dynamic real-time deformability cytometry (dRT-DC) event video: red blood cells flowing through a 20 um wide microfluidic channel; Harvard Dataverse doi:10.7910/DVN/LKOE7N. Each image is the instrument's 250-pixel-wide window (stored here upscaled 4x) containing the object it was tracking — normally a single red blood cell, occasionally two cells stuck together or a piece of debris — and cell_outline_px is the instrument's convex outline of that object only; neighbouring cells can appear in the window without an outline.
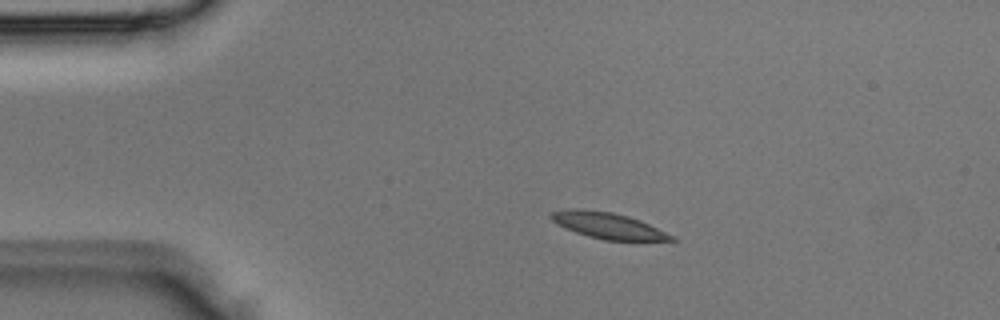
{"species": "Egyptian fruit bat (a non-hibernating species)", "species_latin": "Rousettus aegyptiacus", "temperature_condition": "room temperature", "stored_images_in_passage": 2, "camera_frame_rate_fps": 3000, "um_per_image_px": 0.085, "animal": {"sex": "male"}, "frame": {"image": 1, "passage_image": 2, "time_ms": 0.333, "image_size_px": [1000, 320], "cell_outline_px": [[680, 240], [604, 240], [588, 236], [576, 232], [556, 224], [548, 216], [552, 212], [564, 208], [584, 208], [612, 212], [628, 216], [640, 220], [676, 236]], "centroid_in_image_um": [51.66, 19.15], "position_along_channel_um": 33.3, "area_um2": 18.5}}